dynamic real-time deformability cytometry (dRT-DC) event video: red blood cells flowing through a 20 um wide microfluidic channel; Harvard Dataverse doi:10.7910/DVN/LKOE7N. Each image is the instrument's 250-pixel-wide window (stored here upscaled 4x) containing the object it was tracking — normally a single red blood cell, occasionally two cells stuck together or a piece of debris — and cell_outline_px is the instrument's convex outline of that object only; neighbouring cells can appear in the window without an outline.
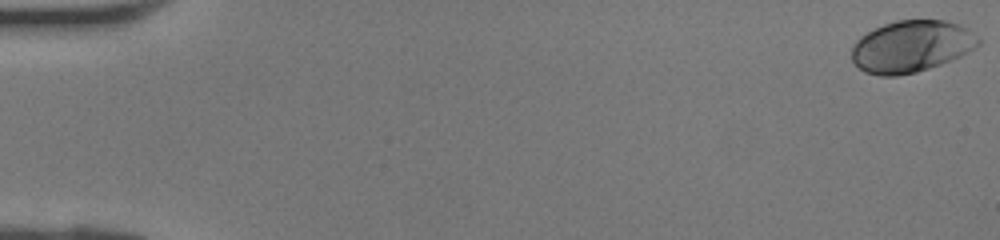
{"species": "human", "species_latin": "Homo sapiens", "temperature_condition": "room temperature", "stored_images_in_passage": 8, "camera_frame_rate_fps": 3000, "um_per_image_px": 0.085, "donor": {"sex": "female"}, "frame": {"image": 1, "passage_image": 1, "time_ms": 0.0, "image_size_px": [1000, 240], "cell_outline_px": [[980, 44], [976, 48], [960, 56], [940, 64], [916, 72], [896, 76], [880, 76], [864, 72], [852, 60], [852, 44], [860, 36], [884, 24], [896, 20], [944, 20], [960, 24], [968, 28], [980, 36]], "centroid_in_image_um": [77.49, 3.93], "position_along_channel_um": 7.5, "area_um2": 38.38}}